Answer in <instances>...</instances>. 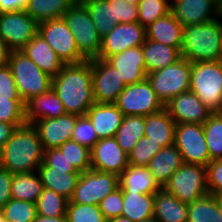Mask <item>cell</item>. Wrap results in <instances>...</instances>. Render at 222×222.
<instances>
[{"label": "cell", "mask_w": 222, "mask_h": 222, "mask_svg": "<svg viewBox=\"0 0 222 222\" xmlns=\"http://www.w3.org/2000/svg\"><path fill=\"white\" fill-rule=\"evenodd\" d=\"M34 222H67L66 216L61 217H45L37 215Z\"/></svg>", "instance_id": "55"}, {"label": "cell", "mask_w": 222, "mask_h": 222, "mask_svg": "<svg viewBox=\"0 0 222 222\" xmlns=\"http://www.w3.org/2000/svg\"><path fill=\"white\" fill-rule=\"evenodd\" d=\"M188 222H222V209L217 196L207 194L188 204Z\"/></svg>", "instance_id": "34"}, {"label": "cell", "mask_w": 222, "mask_h": 222, "mask_svg": "<svg viewBox=\"0 0 222 222\" xmlns=\"http://www.w3.org/2000/svg\"><path fill=\"white\" fill-rule=\"evenodd\" d=\"M192 62L185 58L146 74V79L165 106L173 97L190 89Z\"/></svg>", "instance_id": "7"}, {"label": "cell", "mask_w": 222, "mask_h": 222, "mask_svg": "<svg viewBox=\"0 0 222 222\" xmlns=\"http://www.w3.org/2000/svg\"><path fill=\"white\" fill-rule=\"evenodd\" d=\"M127 2L131 3V4H134L136 6H138V3L140 0H126Z\"/></svg>", "instance_id": "59"}, {"label": "cell", "mask_w": 222, "mask_h": 222, "mask_svg": "<svg viewBox=\"0 0 222 222\" xmlns=\"http://www.w3.org/2000/svg\"><path fill=\"white\" fill-rule=\"evenodd\" d=\"M170 12L182 24H204L216 19V4L211 0H172Z\"/></svg>", "instance_id": "19"}, {"label": "cell", "mask_w": 222, "mask_h": 222, "mask_svg": "<svg viewBox=\"0 0 222 222\" xmlns=\"http://www.w3.org/2000/svg\"><path fill=\"white\" fill-rule=\"evenodd\" d=\"M0 95L20 96L8 64L0 66Z\"/></svg>", "instance_id": "50"}, {"label": "cell", "mask_w": 222, "mask_h": 222, "mask_svg": "<svg viewBox=\"0 0 222 222\" xmlns=\"http://www.w3.org/2000/svg\"><path fill=\"white\" fill-rule=\"evenodd\" d=\"M114 105L122 111L124 116H148L165 108L147 79L126 85L117 95Z\"/></svg>", "instance_id": "9"}, {"label": "cell", "mask_w": 222, "mask_h": 222, "mask_svg": "<svg viewBox=\"0 0 222 222\" xmlns=\"http://www.w3.org/2000/svg\"><path fill=\"white\" fill-rule=\"evenodd\" d=\"M43 162L56 170H76L66 159L59 148L44 150Z\"/></svg>", "instance_id": "49"}, {"label": "cell", "mask_w": 222, "mask_h": 222, "mask_svg": "<svg viewBox=\"0 0 222 222\" xmlns=\"http://www.w3.org/2000/svg\"><path fill=\"white\" fill-rule=\"evenodd\" d=\"M79 115L65 113L57 118L41 119L33 126L36 128L44 150L58 148L71 140Z\"/></svg>", "instance_id": "17"}, {"label": "cell", "mask_w": 222, "mask_h": 222, "mask_svg": "<svg viewBox=\"0 0 222 222\" xmlns=\"http://www.w3.org/2000/svg\"><path fill=\"white\" fill-rule=\"evenodd\" d=\"M216 18L222 23V0L216 5Z\"/></svg>", "instance_id": "56"}, {"label": "cell", "mask_w": 222, "mask_h": 222, "mask_svg": "<svg viewBox=\"0 0 222 222\" xmlns=\"http://www.w3.org/2000/svg\"><path fill=\"white\" fill-rule=\"evenodd\" d=\"M144 128L145 116H124L115 135L118 145L129 154L137 141L144 136Z\"/></svg>", "instance_id": "35"}, {"label": "cell", "mask_w": 222, "mask_h": 222, "mask_svg": "<svg viewBox=\"0 0 222 222\" xmlns=\"http://www.w3.org/2000/svg\"><path fill=\"white\" fill-rule=\"evenodd\" d=\"M217 199H218V201L220 203V206H221V209H222V194L218 195Z\"/></svg>", "instance_id": "61"}, {"label": "cell", "mask_w": 222, "mask_h": 222, "mask_svg": "<svg viewBox=\"0 0 222 222\" xmlns=\"http://www.w3.org/2000/svg\"><path fill=\"white\" fill-rule=\"evenodd\" d=\"M202 126L211 161L222 159V112L212 113Z\"/></svg>", "instance_id": "36"}, {"label": "cell", "mask_w": 222, "mask_h": 222, "mask_svg": "<svg viewBox=\"0 0 222 222\" xmlns=\"http://www.w3.org/2000/svg\"><path fill=\"white\" fill-rule=\"evenodd\" d=\"M13 174L0 167V210L11 199V183Z\"/></svg>", "instance_id": "51"}, {"label": "cell", "mask_w": 222, "mask_h": 222, "mask_svg": "<svg viewBox=\"0 0 222 222\" xmlns=\"http://www.w3.org/2000/svg\"><path fill=\"white\" fill-rule=\"evenodd\" d=\"M95 128L98 139L115 137L124 115L114 104L94 103L86 113Z\"/></svg>", "instance_id": "21"}, {"label": "cell", "mask_w": 222, "mask_h": 222, "mask_svg": "<svg viewBox=\"0 0 222 222\" xmlns=\"http://www.w3.org/2000/svg\"><path fill=\"white\" fill-rule=\"evenodd\" d=\"M207 184L209 194H222V159L211 161L207 166Z\"/></svg>", "instance_id": "48"}, {"label": "cell", "mask_w": 222, "mask_h": 222, "mask_svg": "<svg viewBox=\"0 0 222 222\" xmlns=\"http://www.w3.org/2000/svg\"><path fill=\"white\" fill-rule=\"evenodd\" d=\"M211 1L217 5L221 0H211Z\"/></svg>", "instance_id": "63"}, {"label": "cell", "mask_w": 222, "mask_h": 222, "mask_svg": "<svg viewBox=\"0 0 222 222\" xmlns=\"http://www.w3.org/2000/svg\"><path fill=\"white\" fill-rule=\"evenodd\" d=\"M174 145L181 153L184 163L206 167L211 162L201 124H176Z\"/></svg>", "instance_id": "12"}, {"label": "cell", "mask_w": 222, "mask_h": 222, "mask_svg": "<svg viewBox=\"0 0 222 222\" xmlns=\"http://www.w3.org/2000/svg\"><path fill=\"white\" fill-rule=\"evenodd\" d=\"M107 222H133L129 218L118 216L112 219H109Z\"/></svg>", "instance_id": "57"}, {"label": "cell", "mask_w": 222, "mask_h": 222, "mask_svg": "<svg viewBox=\"0 0 222 222\" xmlns=\"http://www.w3.org/2000/svg\"><path fill=\"white\" fill-rule=\"evenodd\" d=\"M190 91L212 113L222 112V62L205 61L192 63Z\"/></svg>", "instance_id": "4"}, {"label": "cell", "mask_w": 222, "mask_h": 222, "mask_svg": "<svg viewBox=\"0 0 222 222\" xmlns=\"http://www.w3.org/2000/svg\"><path fill=\"white\" fill-rule=\"evenodd\" d=\"M158 222H188V204L164 188L154 194V215Z\"/></svg>", "instance_id": "27"}, {"label": "cell", "mask_w": 222, "mask_h": 222, "mask_svg": "<svg viewBox=\"0 0 222 222\" xmlns=\"http://www.w3.org/2000/svg\"><path fill=\"white\" fill-rule=\"evenodd\" d=\"M75 0H29L25 12L37 23L63 18Z\"/></svg>", "instance_id": "33"}, {"label": "cell", "mask_w": 222, "mask_h": 222, "mask_svg": "<svg viewBox=\"0 0 222 222\" xmlns=\"http://www.w3.org/2000/svg\"><path fill=\"white\" fill-rule=\"evenodd\" d=\"M3 13L25 11L29 0H0Z\"/></svg>", "instance_id": "53"}, {"label": "cell", "mask_w": 222, "mask_h": 222, "mask_svg": "<svg viewBox=\"0 0 222 222\" xmlns=\"http://www.w3.org/2000/svg\"><path fill=\"white\" fill-rule=\"evenodd\" d=\"M38 34L52 47L64 64L85 61L78 52L74 34L63 18L38 23Z\"/></svg>", "instance_id": "11"}, {"label": "cell", "mask_w": 222, "mask_h": 222, "mask_svg": "<svg viewBox=\"0 0 222 222\" xmlns=\"http://www.w3.org/2000/svg\"><path fill=\"white\" fill-rule=\"evenodd\" d=\"M172 119L178 123H197L203 125L212 112L192 91L173 97L166 105Z\"/></svg>", "instance_id": "18"}, {"label": "cell", "mask_w": 222, "mask_h": 222, "mask_svg": "<svg viewBox=\"0 0 222 222\" xmlns=\"http://www.w3.org/2000/svg\"><path fill=\"white\" fill-rule=\"evenodd\" d=\"M71 140L90 150L99 141L95 128L86 115L77 118Z\"/></svg>", "instance_id": "45"}, {"label": "cell", "mask_w": 222, "mask_h": 222, "mask_svg": "<svg viewBox=\"0 0 222 222\" xmlns=\"http://www.w3.org/2000/svg\"><path fill=\"white\" fill-rule=\"evenodd\" d=\"M44 149L32 124H24L14 131L0 149V167L12 174L36 172L43 162Z\"/></svg>", "instance_id": "2"}, {"label": "cell", "mask_w": 222, "mask_h": 222, "mask_svg": "<svg viewBox=\"0 0 222 222\" xmlns=\"http://www.w3.org/2000/svg\"><path fill=\"white\" fill-rule=\"evenodd\" d=\"M43 184L38 172L13 174L11 183V198L16 200L37 202L42 193Z\"/></svg>", "instance_id": "32"}, {"label": "cell", "mask_w": 222, "mask_h": 222, "mask_svg": "<svg viewBox=\"0 0 222 222\" xmlns=\"http://www.w3.org/2000/svg\"><path fill=\"white\" fill-rule=\"evenodd\" d=\"M63 19L75 36L79 54L85 60L98 58L102 38L85 5L74 2L63 15Z\"/></svg>", "instance_id": "6"}, {"label": "cell", "mask_w": 222, "mask_h": 222, "mask_svg": "<svg viewBox=\"0 0 222 222\" xmlns=\"http://www.w3.org/2000/svg\"><path fill=\"white\" fill-rule=\"evenodd\" d=\"M122 192L155 194L161 187L146 166L129 165L119 176Z\"/></svg>", "instance_id": "29"}, {"label": "cell", "mask_w": 222, "mask_h": 222, "mask_svg": "<svg viewBox=\"0 0 222 222\" xmlns=\"http://www.w3.org/2000/svg\"><path fill=\"white\" fill-rule=\"evenodd\" d=\"M8 65L13 74L18 93L24 103L31 97L52 89V77L44 73L21 51H10Z\"/></svg>", "instance_id": "5"}, {"label": "cell", "mask_w": 222, "mask_h": 222, "mask_svg": "<svg viewBox=\"0 0 222 222\" xmlns=\"http://www.w3.org/2000/svg\"><path fill=\"white\" fill-rule=\"evenodd\" d=\"M67 222H107L99 205L79 204L68 201L66 207Z\"/></svg>", "instance_id": "41"}, {"label": "cell", "mask_w": 222, "mask_h": 222, "mask_svg": "<svg viewBox=\"0 0 222 222\" xmlns=\"http://www.w3.org/2000/svg\"><path fill=\"white\" fill-rule=\"evenodd\" d=\"M119 187V176L90 169L80 174L74 194L69 201L99 205L102 199Z\"/></svg>", "instance_id": "10"}, {"label": "cell", "mask_w": 222, "mask_h": 222, "mask_svg": "<svg viewBox=\"0 0 222 222\" xmlns=\"http://www.w3.org/2000/svg\"><path fill=\"white\" fill-rule=\"evenodd\" d=\"M3 12H2V8H1V4H0V15L2 14Z\"/></svg>", "instance_id": "64"}, {"label": "cell", "mask_w": 222, "mask_h": 222, "mask_svg": "<svg viewBox=\"0 0 222 222\" xmlns=\"http://www.w3.org/2000/svg\"><path fill=\"white\" fill-rule=\"evenodd\" d=\"M163 148L161 144L149 140L148 137L140 138L132 151L128 154L129 165L147 166L151 159Z\"/></svg>", "instance_id": "44"}, {"label": "cell", "mask_w": 222, "mask_h": 222, "mask_svg": "<svg viewBox=\"0 0 222 222\" xmlns=\"http://www.w3.org/2000/svg\"><path fill=\"white\" fill-rule=\"evenodd\" d=\"M154 215V194L123 192V210L121 216L133 222H141Z\"/></svg>", "instance_id": "31"}, {"label": "cell", "mask_w": 222, "mask_h": 222, "mask_svg": "<svg viewBox=\"0 0 222 222\" xmlns=\"http://www.w3.org/2000/svg\"><path fill=\"white\" fill-rule=\"evenodd\" d=\"M38 33V23L25 11L0 15V37L10 51H20Z\"/></svg>", "instance_id": "13"}, {"label": "cell", "mask_w": 222, "mask_h": 222, "mask_svg": "<svg viewBox=\"0 0 222 222\" xmlns=\"http://www.w3.org/2000/svg\"><path fill=\"white\" fill-rule=\"evenodd\" d=\"M69 163L80 173L91 169V150L76 141L68 140L58 147Z\"/></svg>", "instance_id": "40"}, {"label": "cell", "mask_w": 222, "mask_h": 222, "mask_svg": "<svg viewBox=\"0 0 222 222\" xmlns=\"http://www.w3.org/2000/svg\"><path fill=\"white\" fill-rule=\"evenodd\" d=\"M222 23L216 18L182 29L181 56L190 62L221 61Z\"/></svg>", "instance_id": "3"}, {"label": "cell", "mask_w": 222, "mask_h": 222, "mask_svg": "<svg viewBox=\"0 0 222 222\" xmlns=\"http://www.w3.org/2000/svg\"><path fill=\"white\" fill-rule=\"evenodd\" d=\"M10 49L6 46L0 37V66L8 64Z\"/></svg>", "instance_id": "54"}, {"label": "cell", "mask_w": 222, "mask_h": 222, "mask_svg": "<svg viewBox=\"0 0 222 222\" xmlns=\"http://www.w3.org/2000/svg\"><path fill=\"white\" fill-rule=\"evenodd\" d=\"M26 123H5L0 121V149L10 140L17 127Z\"/></svg>", "instance_id": "52"}, {"label": "cell", "mask_w": 222, "mask_h": 222, "mask_svg": "<svg viewBox=\"0 0 222 222\" xmlns=\"http://www.w3.org/2000/svg\"><path fill=\"white\" fill-rule=\"evenodd\" d=\"M91 1H97V0H75V2L79 3V4H85V3L91 2Z\"/></svg>", "instance_id": "58"}, {"label": "cell", "mask_w": 222, "mask_h": 222, "mask_svg": "<svg viewBox=\"0 0 222 222\" xmlns=\"http://www.w3.org/2000/svg\"><path fill=\"white\" fill-rule=\"evenodd\" d=\"M184 163L175 145L163 147L146 166L154 180L163 188L174 172Z\"/></svg>", "instance_id": "25"}, {"label": "cell", "mask_w": 222, "mask_h": 222, "mask_svg": "<svg viewBox=\"0 0 222 222\" xmlns=\"http://www.w3.org/2000/svg\"><path fill=\"white\" fill-rule=\"evenodd\" d=\"M141 222H158L154 217L148 219V220H144V221H141Z\"/></svg>", "instance_id": "60"}, {"label": "cell", "mask_w": 222, "mask_h": 222, "mask_svg": "<svg viewBox=\"0 0 222 222\" xmlns=\"http://www.w3.org/2000/svg\"><path fill=\"white\" fill-rule=\"evenodd\" d=\"M106 61L119 71L126 85L142 82L146 79L145 61L142 46L126 49L112 55Z\"/></svg>", "instance_id": "20"}, {"label": "cell", "mask_w": 222, "mask_h": 222, "mask_svg": "<svg viewBox=\"0 0 222 222\" xmlns=\"http://www.w3.org/2000/svg\"><path fill=\"white\" fill-rule=\"evenodd\" d=\"M138 22L147 27L159 17L170 12L169 0H140L138 3Z\"/></svg>", "instance_id": "43"}, {"label": "cell", "mask_w": 222, "mask_h": 222, "mask_svg": "<svg viewBox=\"0 0 222 222\" xmlns=\"http://www.w3.org/2000/svg\"><path fill=\"white\" fill-rule=\"evenodd\" d=\"M0 222H10V221L6 220V219L3 217L2 213L0 212Z\"/></svg>", "instance_id": "62"}, {"label": "cell", "mask_w": 222, "mask_h": 222, "mask_svg": "<svg viewBox=\"0 0 222 222\" xmlns=\"http://www.w3.org/2000/svg\"><path fill=\"white\" fill-rule=\"evenodd\" d=\"M104 218L109 219L121 216L123 210V192L119 187L114 192L108 194L99 204Z\"/></svg>", "instance_id": "47"}, {"label": "cell", "mask_w": 222, "mask_h": 222, "mask_svg": "<svg viewBox=\"0 0 222 222\" xmlns=\"http://www.w3.org/2000/svg\"><path fill=\"white\" fill-rule=\"evenodd\" d=\"M175 128L176 122L166 108L145 116L144 136L163 147L174 145Z\"/></svg>", "instance_id": "28"}, {"label": "cell", "mask_w": 222, "mask_h": 222, "mask_svg": "<svg viewBox=\"0 0 222 222\" xmlns=\"http://www.w3.org/2000/svg\"><path fill=\"white\" fill-rule=\"evenodd\" d=\"M37 172L43 188L51 189L68 200L72 198L81 174L77 170H56L53 167L47 166L44 162L40 164Z\"/></svg>", "instance_id": "24"}, {"label": "cell", "mask_w": 222, "mask_h": 222, "mask_svg": "<svg viewBox=\"0 0 222 222\" xmlns=\"http://www.w3.org/2000/svg\"><path fill=\"white\" fill-rule=\"evenodd\" d=\"M146 39L145 27L139 22L119 23L102 38L99 59L120 53L126 49L140 47Z\"/></svg>", "instance_id": "15"}, {"label": "cell", "mask_w": 222, "mask_h": 222, "mask_svg": "<svg viewBox=\"0 0 222 222\" xmlns=\"http://www.w3.org/2000/svg\"><path fill=\"white\" fill-rule=\"evenodd\" d=\"M91 70L95 103L114 104L126 86L119 71L99 58L91 60Z\"/></svg>", "instance_id": "14"}, {"label": "cell", "mask_w": 222, "mask_h": 222, "mask_svg": "<svg viewBox=\"0 0 222 222\" xmlns=\"http://www.w3.org/2000/svg\"><path fill=\"white\" fill-rule=\"evenodd\" d=\"M68 201L63 195L51 189L43 188L36 202L37 215L45 217L66 216Z\"/></svg>", "instance_id": "37"}, {"label": "cell", "mask_w": 222, "mask_h": 222, "mask_svg": "<svg viewBox=\"0 0 222 222\" xmlns=\"http://www.w3.org/2000/svg\"><path fill=\"white\" fill-rule=\"evenodd\" d=\"M112 4L113 24L138 22V7L126 0H108Z\"/></svg>", "instance_id": "46"}, {"label": "cell", "mask_w": 222, "mask_h": 222, "mask_svg": "<svg viewBox=\"0 0 222 222\" xmlns=\"http://www.w3.org/2000/svg\"><path fill=\"white\" fill-rule=\"evenodd\" d=\"M163 188L183 203L190 204L209 194L206 167L183 163Z\"/></svg>", "instance_id": "8"}, {"label": "cell", "mask_w": 222, "mask_h": 222, "mask_svg": "<svg viewBox=\"0 0 222 222\" xmlns=\"http://www.w3.org/2000/svg\"><path fill=\"white\" fill-rule=\"evenodd\" d=\"M20 51L52 78L64 65L52 47L38 33Z\"/></svg>", "instance_id": "23"}, {"label": "cell", "mask_w": 222, "mask_h": 222, "mask_svg": "<svg viewBox=\"0 0 222 222\" xmlns=\"http://www.w3.org/2000/svg\"><path fill=\"white\" fill-rule=\"evenodd\" d=\"M65 113L64 105L53 89L25 102L26 124L33 125L38 120L57 118Z\"/></svg>", "instance_id": "22"}, {"label": "cell", "mask_w": 222, "mask_h": 222, "mask_svg": "<svg viewBox=\"0 0 222 222\" xmlns=\"http://www.w3.org/2000/svg\"><path fill=\"white\" fill-rule=\"evenodd\" d=\"M128 166V154L115 137L99 139L91 149V169L120 176Z\"/></svg>", "instance_id": "16"}, {"label": "cell", "mask_w": 222, "mask_h": 222, "mask_svg": "<svg viewBox=\"0 0 222 222\" xmlns=\"http://www.w3.org/2000/svg\"><path fill=\"white\" fill-rule=\"evenodd\" d=\"M0 121L5 123H26L25 103L20 96L0 95Z\"/></svg>", "instance_id": "42"}, {"label": "cell", "mask_w": 222, "mask_h": 222, "mask_svg": "<svg viewBox=\"0 0 222 222\" xmlns=\"http://www.w3.org/2000/svg\"><path fill=\"white\" fill-rule=\"evenodd\" d=\"M182 29L183 25L169 12L145 27L146 39L181 50Z\"/></svg>", "instance_id": "26"}, {"label": "cell", "mask_w": 222, "mask_h": 222, "mask_svg": "<svg viewBox=\"0 0 222 222\" xmlns=\"http://www.w3.org/2000/svg\"><path fill=\"white\" fill-rule=\"evenodd\" d=\"M142 51L147 73L163 69L182 58L180 49L148 39H145Z\"/></svg>", "instance_id": "30"}, {"label": "cell", "mask_w": 222, "mask_h": 222, "mask_svg": "<svg viewBox=\"0 0 222 222\" xmlns=\"http://www.w3.org/2000/svg\"><path fill=\"white\" fill-rule=\"evenodd\" d=\"M52 89L63 103L66 113L86 115L95 103L91 60L64 64L52 79Z\"/></svg>", "instance_id": "1"}, {"label": "cell", "mask_w": 222, "mask_h": 222, "mask_svg": "<svg viewBox=\"0 0 222 222\" xmlns=\"http://www.w3.org/2000/svg\"><path fill=\"white\" fill-rule=\"evenodd\" d=\"M84 5L89 11L98 34L103 38L115 26L112 21V4H110L108 0H97L87 2Z\"/></svg>", "instance_id": "38"}, {"label": "cell", "mask_w": 222, "mask_h": 222, "mask_svg": "<svg viewBox=\"0 0 222 222\" xmlns=\"http://www.w3.org/2000/svg\"><path fill=\"white\" fill-rule=\"evenodd\" d=\"M0 212L10 222H34L37 216L35 203L12 198L3 206Z\"/></svg>", "instance_id": "39"}]
</instances>
